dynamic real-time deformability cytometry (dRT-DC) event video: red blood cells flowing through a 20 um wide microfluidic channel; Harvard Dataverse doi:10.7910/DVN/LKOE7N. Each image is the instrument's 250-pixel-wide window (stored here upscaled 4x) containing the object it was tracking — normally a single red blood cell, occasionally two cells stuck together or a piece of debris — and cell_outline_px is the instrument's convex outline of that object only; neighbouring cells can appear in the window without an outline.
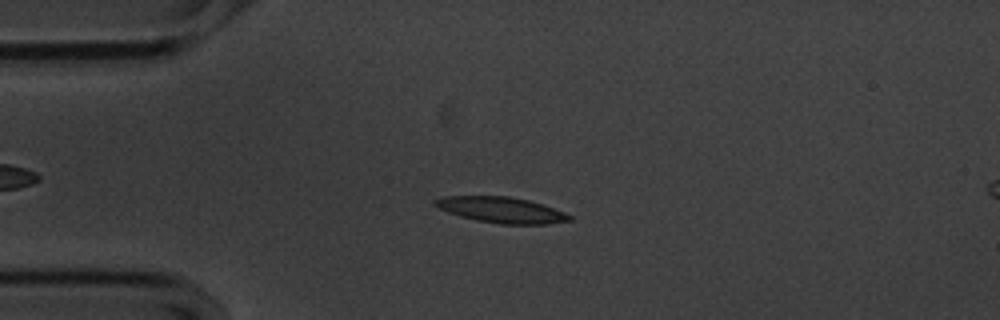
{"species": "common noctule bat (a hibernating species)", "species_latin": "Nyctalus noctula", "temperature_condition": "cold", "stored_images_in_passage": 55, "camera_frame_rate_fps": 3000, "um_per_image_px": 0.085, "animal": {"sex": "male", "body_mass_g": 20.1, "forearm_length_mm": 53.5}, "frame": {"image": 1, "passage_image": 12, "time_ms": 3.667, "image_size_px": [1000, 320], "cell_outline_px": [[572, 220], [548, 224], [500, 224], [476, 220], [460, 216], [448, 212], [432, 204], [432, 200], [444, 196], [508, 196], [528, 200], [564, 212], [572, 216]], "centroid_in_image_um": [42.59, 17.84], "position_along_channel_um": 42.4, "area_um2": 20.11}}
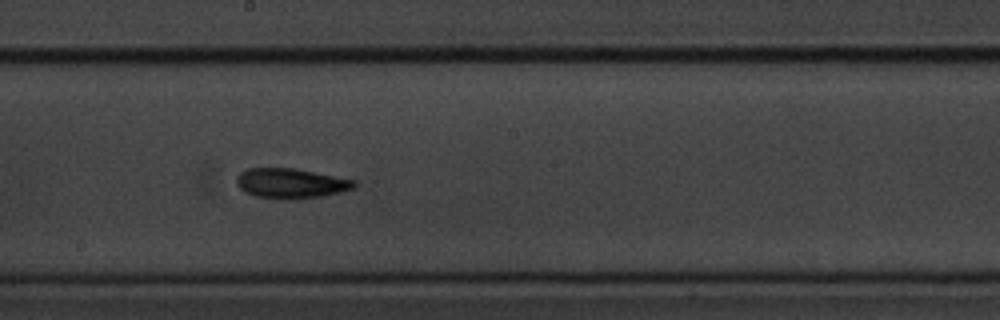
{"frame": {"image": 2, "passage_image": 29, "time_ms": 9.333, "image_size_px": [1000, 320], "cell_outline_px": [[356, 184], [352, 188], [340, 192], [320, 196], [292, 200], [288, 200], [256, 196], [244, 192], [236, 184], [236, 176], [240, 172], [248, 168], [296, 168], [356, 180]], "centroid_in_image_um": [24.69, 15.58], "position_along_channel_um": 223.5, "area_um2": 20.63}}
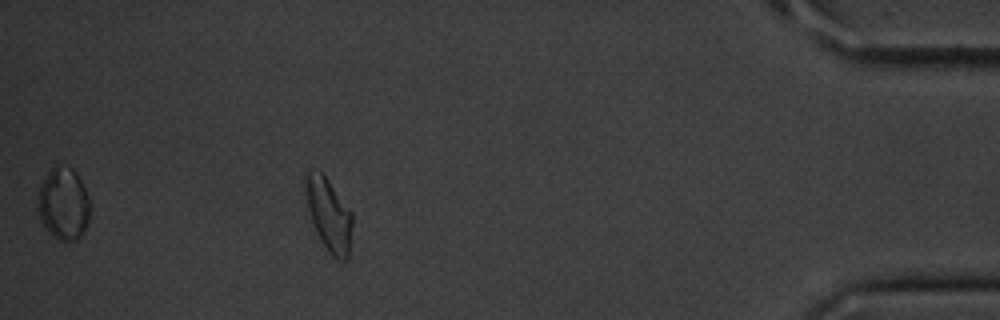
{"frame": {"image": 3, "passage_image": 49, "time_ms": 16.0, "image_size_px": [1000, 320], "cell_outline_px": [[352, 224], [348, 260], [340, 260], [332, 256], [328, 252], [320, 240], [316, 232], [308, 208], [304, 184], [308, 172], [316, 168], [320, 168], [324, 172], [352, 212]], "centroid_in_image_um": [27.96, 18.2], "position_along_channel_um": 407.2, "area_um2": 20.11}, "authors_computed_cell_mechanics": {"area_um2": 19.5942, "velocity_mm_per_s": 3.5449, "shape_relaxation_time_tau1_ms": 3.7042, "shape_relaxation_time_tau2_ms": null, "deformation_change_tau1": 0.1135, "deformation_change_tau2": null}}